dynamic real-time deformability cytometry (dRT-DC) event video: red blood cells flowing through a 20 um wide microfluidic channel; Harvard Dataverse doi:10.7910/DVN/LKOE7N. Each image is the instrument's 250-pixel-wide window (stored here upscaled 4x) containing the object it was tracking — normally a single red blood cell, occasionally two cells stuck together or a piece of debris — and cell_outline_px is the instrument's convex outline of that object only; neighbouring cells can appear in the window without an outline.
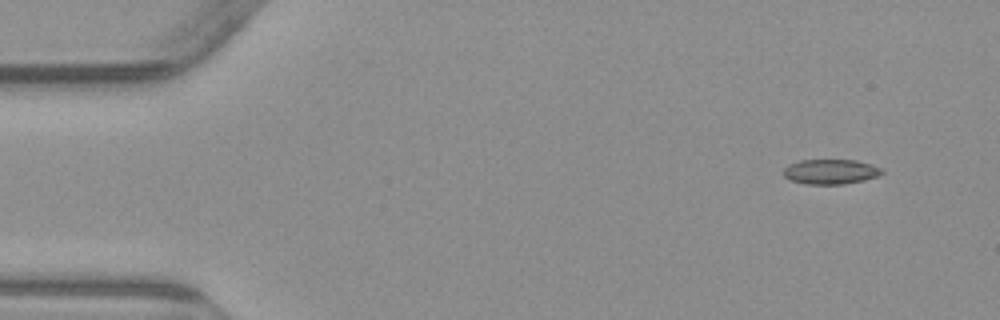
{"species": "common noctule bat (a hibernating species)", "species_latin": "Nyctalus noctula", "temperature_condition": "warm", "stored_images_in_passage": 4, "camera_frame_rate_fps": 3000, "um_per_image_px": 0.085, "animal": {"sex": "male", "body_mass_g": 23.1, "forearm_length_mm": 52.7}, "frame": {"image": 1, "passage_image": 1, "time_ms": 0.0, "image_size_px": [1000, 320], "cell_outline_px": [[884, 172], [876, 176], [864, 180], [844, 184], [804, 184], [792, 180], [784, 176], [784, 168], [788, 164], [800, 160], [856, 160], [872, 164], [880, 168]], "centroid_in_image_um": [70.59, 14.59], "position_along_channel_um": 14.4, "area_um2": 14.22}}